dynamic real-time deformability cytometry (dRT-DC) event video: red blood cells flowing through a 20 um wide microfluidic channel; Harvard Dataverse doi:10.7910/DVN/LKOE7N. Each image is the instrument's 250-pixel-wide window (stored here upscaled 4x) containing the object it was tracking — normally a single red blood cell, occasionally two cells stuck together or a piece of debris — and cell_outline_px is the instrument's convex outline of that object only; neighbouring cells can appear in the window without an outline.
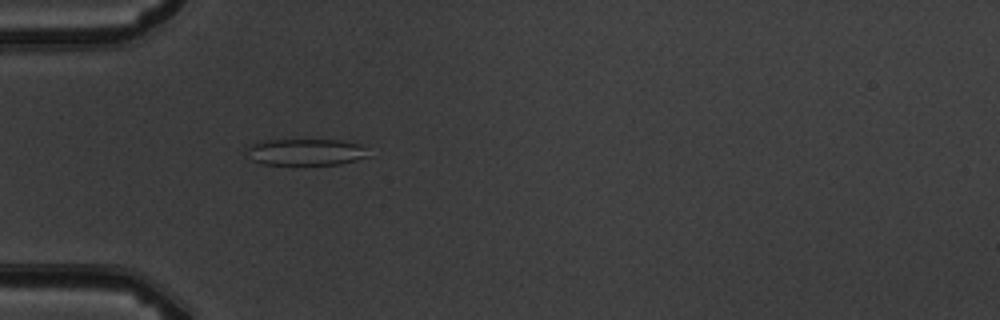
{"species": "common noctule bat (a hibernating species)", "species_latin": "Nyctalus noctula", "temperature_condition": "warm", "stored_images_in_passage": 4, "camera_frame_rate_fps": 3000, "um_per_image_px": 0.085, "animal": {"sex": "male", "body_mass_g": 19.5, "forearm_length_mm": 54.6}, "frame": {"image": 1, "passage_image": 4, "time_ms": 4.333, "image_size_px": [1000, 320], "cell_outline_px": [[372, 156], [340, 164], [260, 164], [252, 160], [248, 148], [252, 144], [260, 140], [340, 140], [360, 144]], "centroid_in_image_um": [26.04, 12.92], "position_along_channel_um": 59.0, "area_um2": 18.73}}